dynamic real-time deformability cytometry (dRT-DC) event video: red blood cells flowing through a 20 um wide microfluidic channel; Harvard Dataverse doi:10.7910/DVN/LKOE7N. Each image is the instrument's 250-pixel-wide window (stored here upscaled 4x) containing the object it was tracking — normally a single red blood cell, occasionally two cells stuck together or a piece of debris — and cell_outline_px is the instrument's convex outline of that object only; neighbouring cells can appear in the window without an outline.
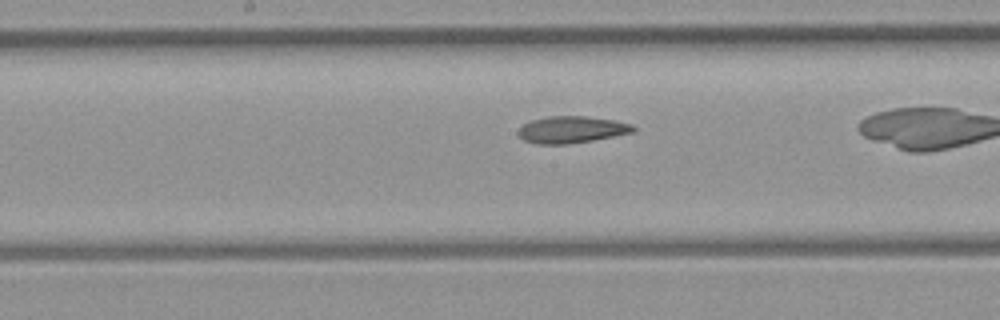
{"species": "common noctule bat (a hibernating species)", "species_latin": "Nyctalus noctula", "temperature_condition": "room temperature", "stored_images_in_passage": 31, "camera_frame_rate_fps": 3000, "um_per_image_px": 0.085, "animal": {"sex": "female", "body_mass_g": 21.9}, "frame": {"image": 1, "passage_image": 18, "time_ms": 5.667, "image_size_px": [1000, 320], "cell_outline_px": [[636, 128], [632, 132], [592, 140], [568, 144], [536, 144], [524, 140], [516, 132], [528, 120], [548, 116], [588, 116], [616, 120], [632, 124]], "centroid_in_image_um": [48.55, 11.0], "position_along_channel_um": 199.6, "area_um2": 18.03}}
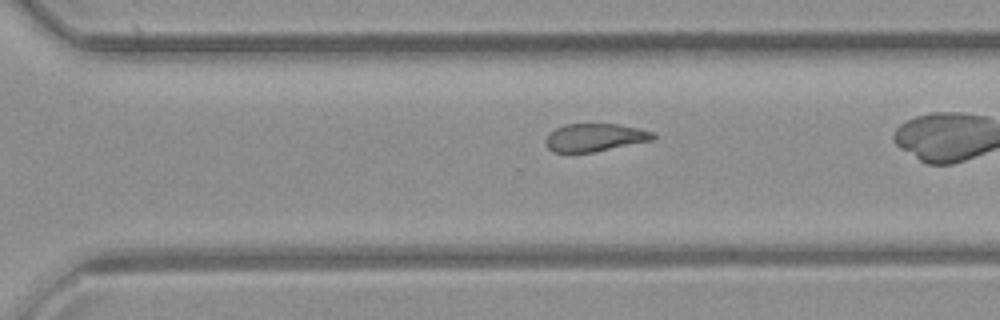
{"frame": {"image": 2, "passage_image": 27, "time_ms": 8.667, "image_size_px": [1000, 320], "cell_outline_px": [[656, 136], [652, 140], [592, 152], [552, 152], [548, 148], [544, 140], [556, 128], [564, 124], [616, 124], [640, 128], [652, 132]], "centroid_in_image_um": [50.55, 11.68], "position_along_channel_um": 320.1, "area_um2": 17.22}}